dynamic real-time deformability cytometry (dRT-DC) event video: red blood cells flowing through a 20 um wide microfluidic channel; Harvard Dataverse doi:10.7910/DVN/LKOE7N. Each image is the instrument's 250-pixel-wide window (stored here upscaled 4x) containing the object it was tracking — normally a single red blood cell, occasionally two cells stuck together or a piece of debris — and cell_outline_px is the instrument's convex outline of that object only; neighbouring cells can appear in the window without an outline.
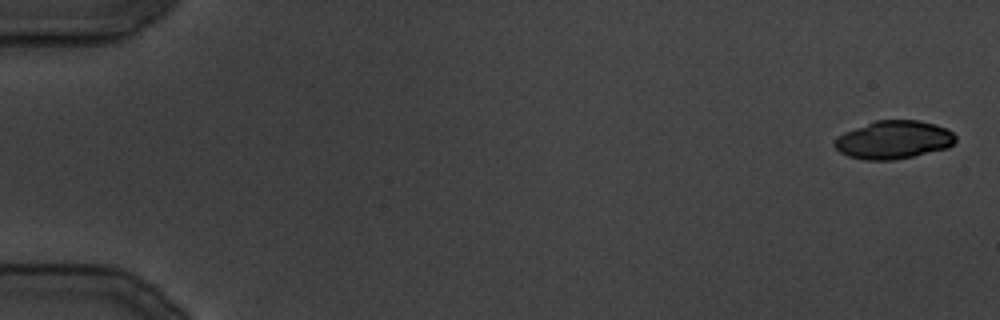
{"species": "common noctule bat (a hibernating species)", "species_latin": "Nyctalus noctula", "temperature_condition": "cold", "stored_images_in_passage": 7, "camera_frame_rate_fps": 3000, "um_per_image_px": 0.085, "animal": {"sex": "male", "body_mass_g": 19.5, "forearm_length_mm": 54.6}, "frame": {"image": 1, "passage_image": 1, "time_ms": 0.0, "image_size_px": [1000, 320], "cell_outline_px": [[956, 140], [948, 148], [912, 156], [892, 160], [864, 160], [848, 156], [840, 152], [832, 144], [832, 140], [836, 136], [844, 132], [876, 120], [916, 120], [936, 124], [948, 128], [956, 136]], "centroid_in_image_um": [75.94, 11.88], "position_along_channel_um": 9.1, "area_um2": 27.05}}